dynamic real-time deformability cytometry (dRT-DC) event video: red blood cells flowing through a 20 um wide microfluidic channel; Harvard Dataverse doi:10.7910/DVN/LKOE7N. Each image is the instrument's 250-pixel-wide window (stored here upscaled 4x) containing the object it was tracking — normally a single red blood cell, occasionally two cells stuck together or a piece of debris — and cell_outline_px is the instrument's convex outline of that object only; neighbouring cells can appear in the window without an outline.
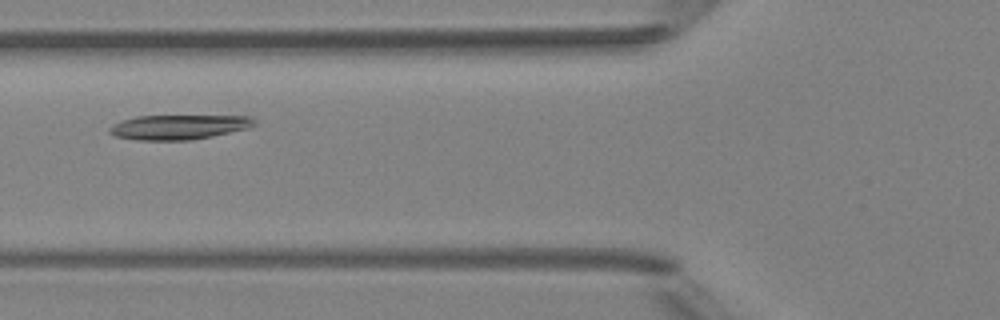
{"species": "Egyptian fruit bat (a non-hibernating species)", "species_latin": "Rousettus aegyptiacus", "temperature_condition": "room temperature", "stored_images_in_passage": 33, "camera_frame_rate_fps": 3000, "um_per_image_px": 0.085, "animal": {"sex": "female"}, "frame": {"image": 1, "passage_image": 10, "time_ms": 3.0, "image_size_px": [1000, 320], "cell_outline_px": [[256, 124], [252, 128], [192, 140], [136, 140], [116, 136], [108, 132], [108, 128], [112, 124], [136, 116], [252, 116], [256, 120]], "centroid_in_image_um": [15.24, 10.8], "position_along_channel_um": 110.6, "area_um2": 20.98}}
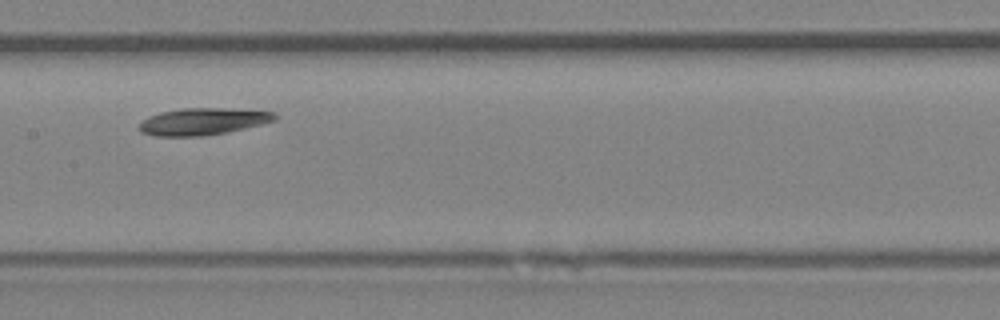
{"frame": {"image": 2, "passage_image": 16, "time_ms": 5.0, "image_size_px": [1000, 320], "cell_outline_px": [[280, 116], [276, 120], [228, 132], [208, 136], [152, 136], [140, 132], [140, 124], [148, 116], [160, 112], [180, 108], [224, 108], [276, 112]], "centroid_in_image_um": [17.26, 10.32], "position_along_channel_um": 190.1, "area_um2": 21.44}}
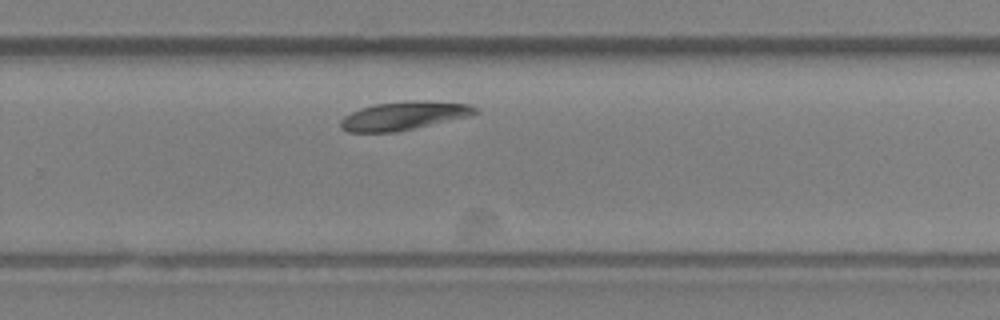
{"frame": {"image": 3, "passage_image": 24, "time_ms": 7.667, "image_size_px": [1000, 320], "cell_outline_px": [[480, 112], [472, 116], [396, 132], [348, 132], [340, 128], [340, 120], [344, 116], [360, 108], [376, 104], [468, 104], [476, 108]], "centroid_in_image_um": [34.25, 9.92], "position_along_channel_um": 295.6, "area_um2": 20.92}, "authors_computed_cell_mechanics": {"area_um2": 21.5016, "velocity_mm_per_s": 3.9727, "shape_relaxation_time_tau1_ms": 2.732, "shape_relaxation_time_tau2_ms": null, "deformation_change_tau1": 0.0815, "deformation_change_tau2": null}}